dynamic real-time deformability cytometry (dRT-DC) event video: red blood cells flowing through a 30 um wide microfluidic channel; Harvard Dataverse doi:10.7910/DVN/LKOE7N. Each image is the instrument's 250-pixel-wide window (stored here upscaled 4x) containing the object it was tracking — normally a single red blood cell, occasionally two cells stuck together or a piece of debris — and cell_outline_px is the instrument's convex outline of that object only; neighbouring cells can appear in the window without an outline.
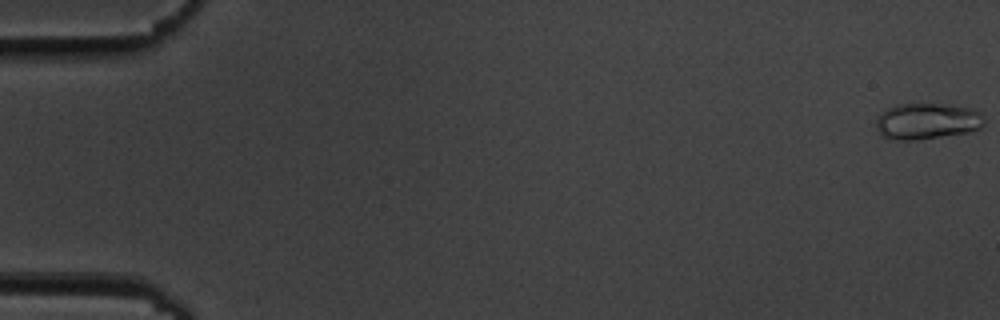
{"species": "common noctule bat (a hibernating species)", "species_latin": "Nyctalus noctula", "temperature_condition": "cold", "stored_images_in_passage": 57, "camera_frame_rate_fps": 3000, "um_per_image_px": 0.085, "animal": {"sex": "male", "body_mass_g": 19.5, "forearm_length_mm": 54.6}, "frame": {"image": 1, "passage_image": 1, "time_ms": 0.0, "image_size_px": [1000, 320], "cell_outline_px": [[984, 124], [980, 128], [968, 132], [912, 140], [896, 140], [884, 136], [876, 128], [876, 116], [888, 108], [896, 104], [940, 104], [972, 108], [980, 112], [984, 116]], "centroid_in_image_um": [78.8, 10.29], "position_along_channel_um": 6.2, "area_um2": 22.66}}
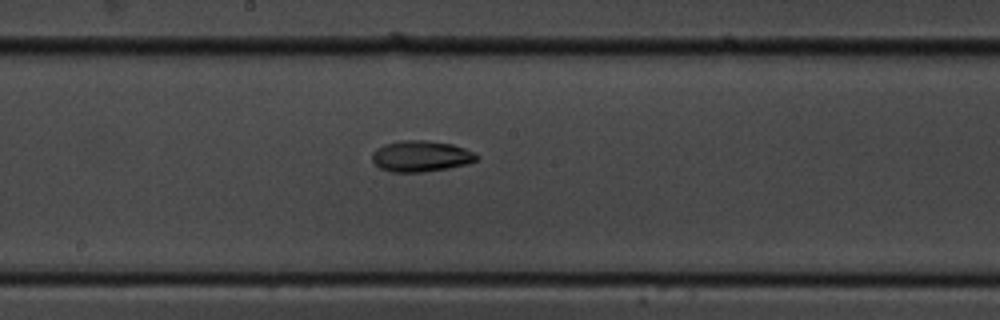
{"frame": {"image": 2, "passage_image": 31, "time_ms": 10.0, "image_size_px": [1000, 320], "cell_outline_px": [[480, 156], [476, 160], [468, 164], [448, 168], [420, 172], [392, 172], [380, 168], [372, 160], [372, 152], [376, 148], [384, 144], [400, 140], [424, 140], [452, 144], [464, 148]], "centroid_in_image_um": [35.76, 13.27], "position_along_channel_um": 212.4, "area_um2": 18.9}}
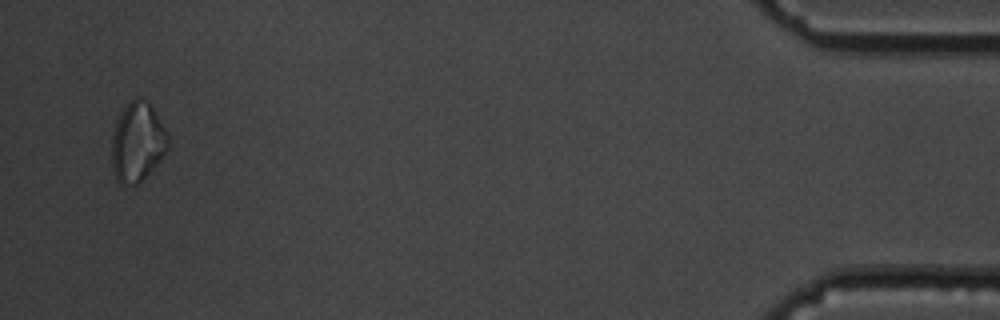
{"frame": {"image": 3, "passage_image": 55, "time_ms": 18.0, "image_size_px": [1000, 320], "cell_outline_px": [[168, 148], [156, 164], [136, 184], [120, 184], [116, 180], [112, 168], [112, 136], [120, 112], [136, 96], [148, 100], [164, 128], [168, 136]], "centroid_in_image_um": [11.66, 12.06], "position_along_channel_um": 423.5, "area_um2": 25.55}, "authors_computed_cell_mechanics": {"area_um2": 18.9584, "velocity_mm_per_s": 3.6118, "shape_relaxation_time_tau1_ms": 5.008, "shape_relaxation_time_tau2_ms": null, "deformation_change_tau1": 0.0999, "deformation_change_tau2": null}}